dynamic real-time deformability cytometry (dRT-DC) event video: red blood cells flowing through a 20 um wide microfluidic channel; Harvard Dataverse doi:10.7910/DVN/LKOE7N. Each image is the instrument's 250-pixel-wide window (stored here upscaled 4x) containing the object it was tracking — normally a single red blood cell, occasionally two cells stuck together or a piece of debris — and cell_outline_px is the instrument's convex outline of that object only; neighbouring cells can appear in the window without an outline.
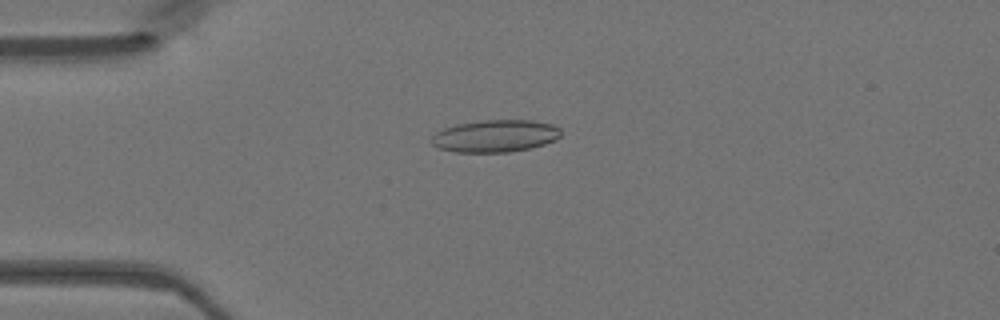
{"species": "Egyptian fruit bat (a non-hibernating species)", "species_latin": "Rousettus aegyptiacus", "temperature_condition": "warm", "stored_images_in_passage": 48, "camera_frame_rate_fps": 3000, "um_per_image_px": 0.085, "animal": {"sex": "female"}, "frame": {"image": 1, "passage_image": 12, "time_ms": 3.667, "image_size_px": [1000, 320], "cell_outline_px": [[560, 136], [556, 140], [532, 148], [508, 152], [456, 152], [436, 148], [428, 140], [436, 132], [444, 128], [456, 124], [480, 120], [532, 120], [552, 124], [560, 128]], "centroid_in_image_um": [42.06, 11.56], "position_along_channel_um": 42.9, "area_um2": 24.62}}
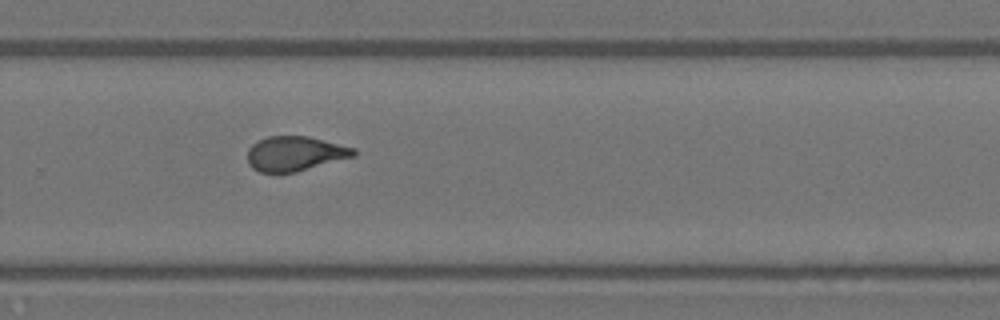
{"frame": {"image": 2, "passage_image": 32, "time_ms": 10.333, "image_size_px": [1000, 320], "cell_outline_px": [[356, 156], [296, 172], [260, 172], [252, 168], [248, 164], [248, 148], [252, 144], [268, 136], [308, 136], [356, 148]], "centroid_in_image_um": [25.09, 13.06], "position_along_channel_um": 304.7, "area_um2": 21.5}}
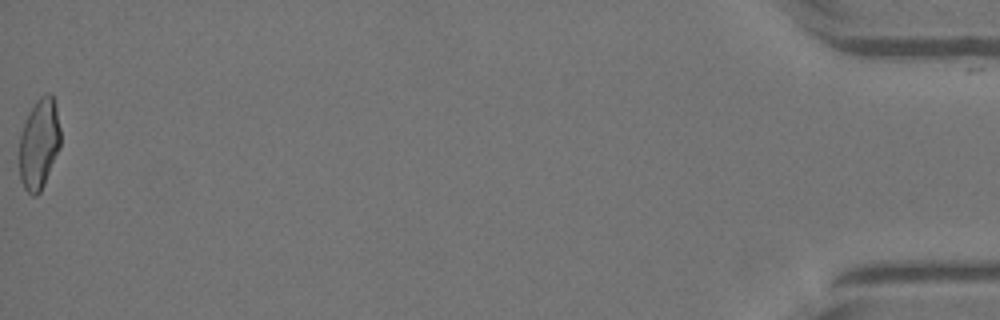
{"frame": {"image": 3, "passage_image": 48, "time_ms": 15.667, "image_size_px": [1000, 320], "cell_outline_px": [[60, 148], [44, 184], [40, 192], [36, 196], [32, 196], [24, 188], [20, 180], [20, 136], [28, 112], [36, 100], [40, 96], [48, 92], [52, 92], [56, 108], [60, 128]], "centroid_in_image_um": [3.33, 12.21], "position_along_channel_um": 431.9, "area_um2": 21.79}}